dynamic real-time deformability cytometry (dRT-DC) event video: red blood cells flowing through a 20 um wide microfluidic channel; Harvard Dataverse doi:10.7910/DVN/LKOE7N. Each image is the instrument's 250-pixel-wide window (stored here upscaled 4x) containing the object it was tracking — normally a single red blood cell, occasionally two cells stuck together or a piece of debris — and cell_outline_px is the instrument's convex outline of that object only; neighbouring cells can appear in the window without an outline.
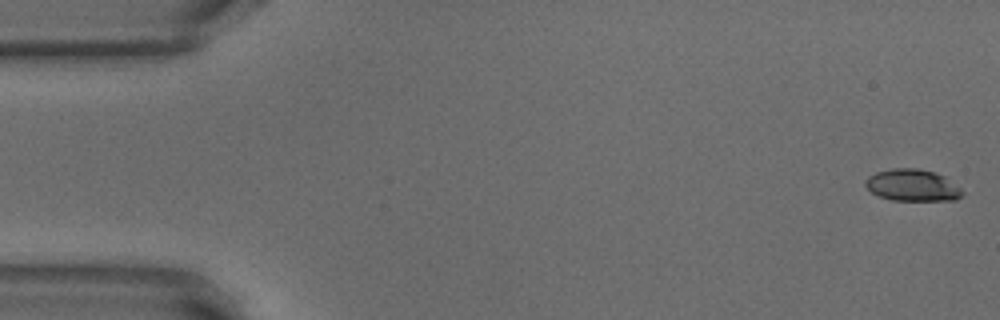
{"species": "common noctule bat (a hibernating species)", "species_latin": "Nyctalus noctula", "temperature_condition": "warm", "stored_images_in_passage": 52, "camera_frame_rate_fps": 3000, "um_per_image_px": 0.085, "animal": {"sex": "male", "body_mass_g": 18.8}, "frame": {"image": 1, "passage_image": 1, "time_ms": 0.0, "image_size_px": [1000, 320], "cell_outline_px": [[964, 192], [956, 200], [892, 200], [880, 196], [872, 192], [864, 184], [864, 180], [868, 176], [876, 172], [892, 168], [916, 168], [932, 172], [944, 176], [960, 188]], "centroid_in_image_um": [77.53, 15.74], "position_along_channel_um": 7.5, "area_um2": 17.8}}
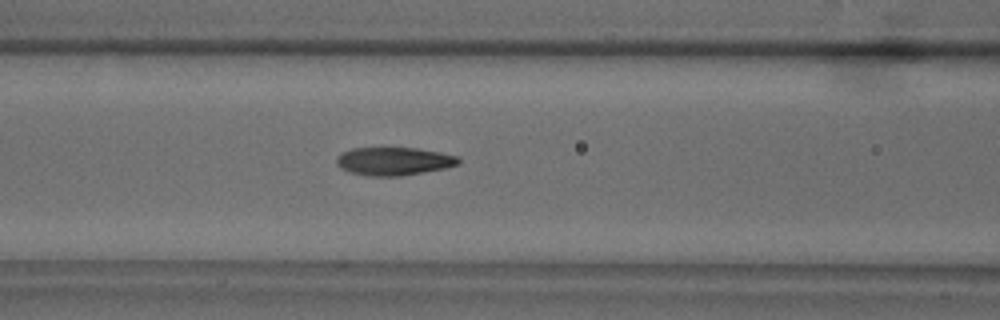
{"frame": {"image": 2, "passage_image": 21, "time_ms": 6.667, "image_size_px": [1000, 320], "cell_outline_px": [[460, 164], [444, 168], [400, 176], [368, 176], [348, 172], [340, 168], [336, 164], [336, 156], [340, 152], [352, 148], [384, 144], [420, 148], [440, 152], [456, 156], [460, 160]], "centroid_in_image_um": [33.39, 13.64], "position_along_channel_um": 133.2, "area_um2": 21.1}}
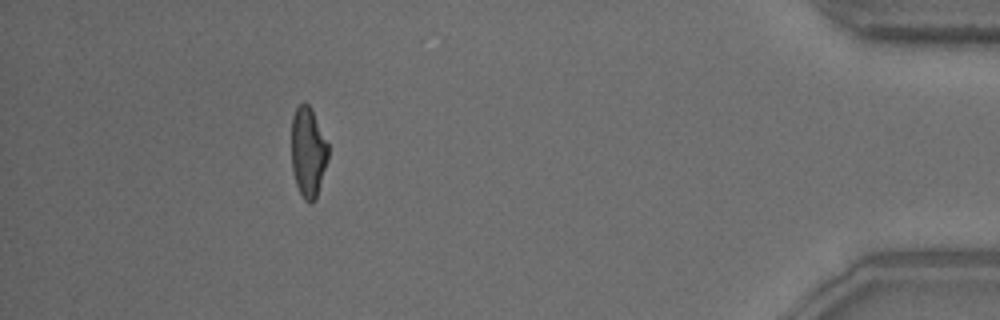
{"frame": {"image": 3, "passage_image": 47, "time_ms": 15.333, "image_size_px": [1000, 320], "cell_outline_px": [[328, 160], [316, 200], [312, 204], [308, 204], [304, 200], [296, 184], [292, 172], [292, 116], [296, 108], [304, 100], [312, 108], [328, 144]], "centroid_in_image_um": [26.19, 12.95], "position_along_channel_um": 409.0, "area_um2": 19.59}, "authors_computed_cell_mechanics": {"area_um2": 20.0855, "velocity_mm_per_s": 3.8513, "shape_relaxation_time_tau1_ms": 4.493, "shape_relaxation_time_tau2_ms": 1.7903, "deformation_change_tau1": 0.1723, "deformation_change_tau2": 0.0914}}